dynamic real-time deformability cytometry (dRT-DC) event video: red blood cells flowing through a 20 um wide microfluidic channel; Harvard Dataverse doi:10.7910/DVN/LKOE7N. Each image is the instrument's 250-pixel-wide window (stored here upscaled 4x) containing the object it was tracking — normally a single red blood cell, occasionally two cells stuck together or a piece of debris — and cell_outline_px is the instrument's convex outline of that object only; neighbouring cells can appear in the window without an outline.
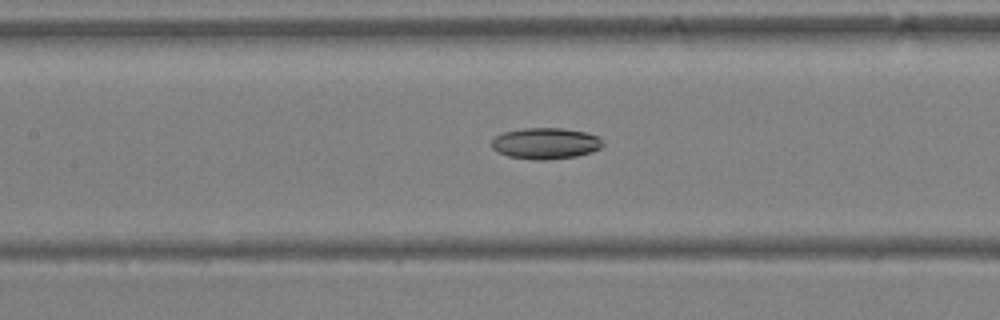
{"species": "Egyptian fruit bat (a non-hibernating species)", "species_latin": "Rousettus aegyptiacus", "temperature_condition": "warm", "stored_images_in_passage": 43, "camera_frame_rate_fps": 3000, "um_per_image_px": 0.085, "animal": {"sex": "female"}, "frame": {"image": 1, "passage_image": 22, "time_ms": 7.0, "image_size_px": [1000, 320], "cell_outline_px": [[604, 144], [600, 148], [592, 152], [576, 156], [544, 160], [536, 160], [508, 156], [496, 152], [492, 148], [492, 140], [496, 136], [504, 132], [524, 128], [564, 128], [588, 132], [600, 136]], "centroid_in_image_um": [46.41, 12.18], "position_along_channel_um": 161.0, "area_um2": 20.4}}
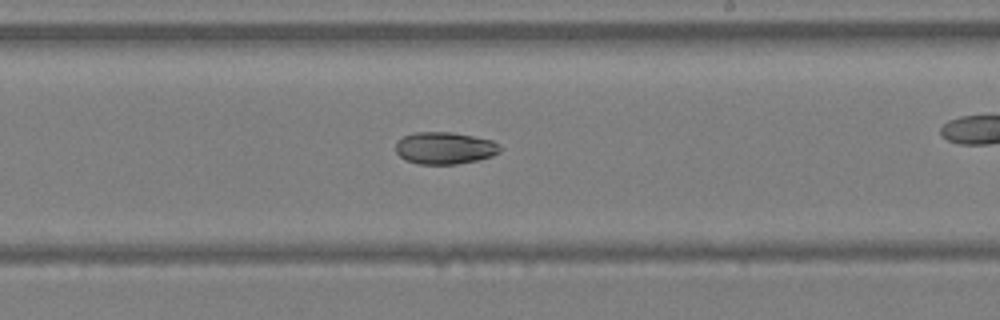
{"frame": {"image": 2, "passage_image": 28, "time_ms": 9.0, "image_size_px": [1000, 320], "cell_outline_px": [[504, 148], [500, 152], [492, 156], [476, 160], [456, 164], [420, 164], [404, 160], [396, 152], [396, 144], [404, 136], [416, 132], [452, 132], [492, 140]], "centroid_in_image_um": [37.82, 12.59], "position_along_channel_um": 251.2, "area_um2": 19.48}}
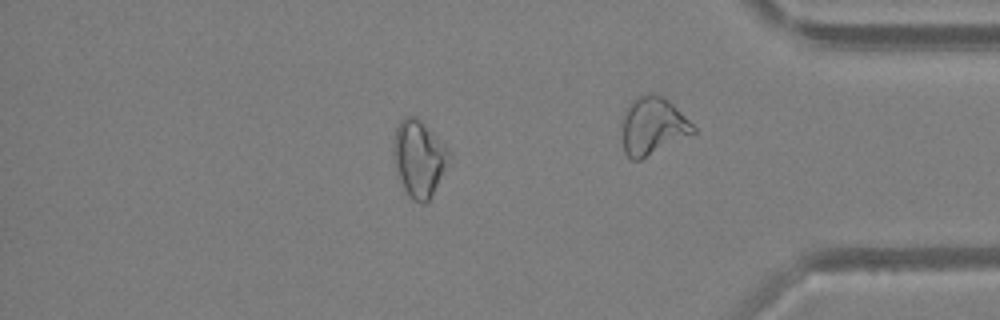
{"frame": {"image": 3, "passage_image": 40, "time_ms": 13.0, "image_size_px": [1000, 320], "cell_outline_px": [[448, 152], [444, 168], [428, 200], [424, 204], [420, 204], [412, 200], [404, 192], [396, 176], [392, 160], [392, 144], [396, 128], [400, 120], [404, 116], [416, 116], [444, 144]], "centroid_in_image_um": [35.48, 13.47], "position_along_channel_um": 399.7, "area_um2": 24.57}}